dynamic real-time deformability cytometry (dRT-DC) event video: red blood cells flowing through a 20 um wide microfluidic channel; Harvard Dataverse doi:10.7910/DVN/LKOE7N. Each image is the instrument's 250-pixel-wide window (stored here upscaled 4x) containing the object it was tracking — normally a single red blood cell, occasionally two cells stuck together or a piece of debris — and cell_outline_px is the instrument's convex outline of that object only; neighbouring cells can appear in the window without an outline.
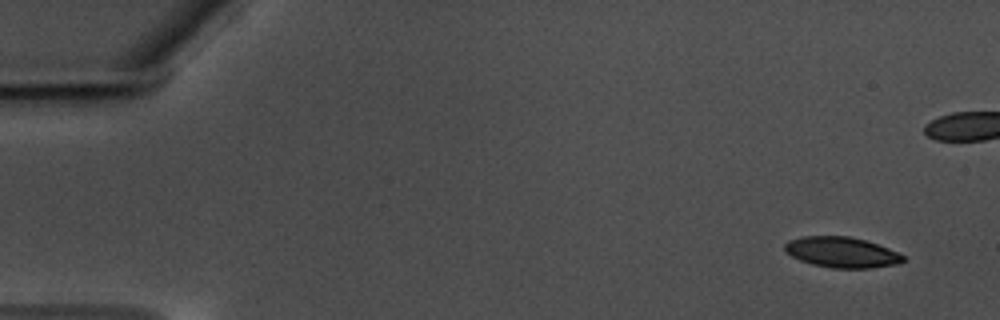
{"species": "common noctule bat (a hibernating species)", "species_latin": "Nyctalus noctula", "temperature_condition": "warm", "stored_images_in_passage": 46, "camera_frame_rate_fps": 3000, "um_per_image_px": 0.085, "animal": {"sex": "male", "body_mass_g": 17.5, "forearm_length_mm": 52.3}, "frame": {"image": 1, "passage_image": 1, "time_ms": 0.0, "image_size_px": [1000, 320], "cell_outline_px": [[904, 260], [900, 264], [868, 268], [832, 268], [812, 264], [800, 260], [792, 256], [784, 248], [784, 244], [788, 240], [804, 236], [848, 236], [864, 240], [900, 252], [904, 256]], "centroid_in_image_um": [71.56, 21.44], "position_along_channel_um": 13.4, "area_um2": 21.04}}
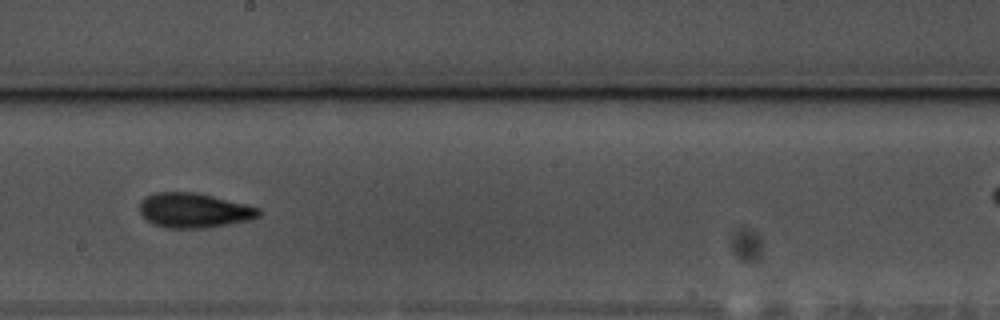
{"frame": {"image": 2, "passage_image": 31, "time_ms": 10.0, "image_size_px": [1000, 320], "cell_outline_px": [[260, 216], [248, 220], [208, 228], [164, 228], [152, 224], [140, 212], [140, 200], [156, 192], [192, 192], [212, 196], [260, 208]], "centroid_in_image_um": [16.47, 17.89], "position_along_channel_um": 231.7, "area_um2": 23.93}}
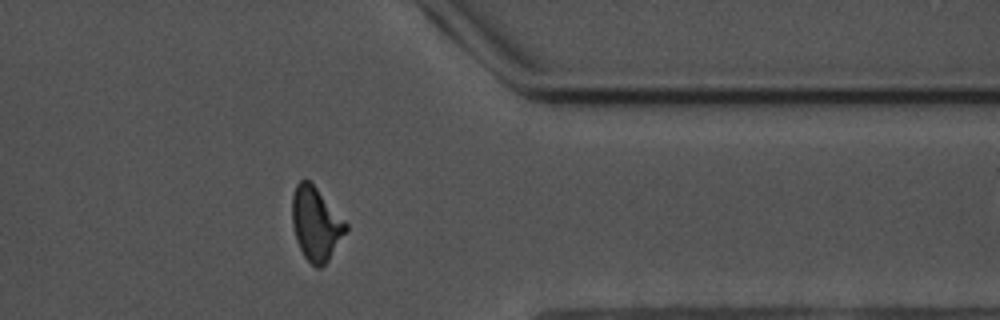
{"frame": {"image": 3, "passage_image": 45, "time_ms": 14.667, "image_size_px": [1000, 320], "cell_outline_px": [[348, 228], [328, 260], [320, 268], [316, 268], [304, 256], [296, 240], [292, 224], [292, 196], [296, 184], [304, 176], [316, 188], [348, 224]], "centroid_in_image_um": [26.83, 19.01], "position_along_channel_um": 384.6, "area_um2": 22.72}}